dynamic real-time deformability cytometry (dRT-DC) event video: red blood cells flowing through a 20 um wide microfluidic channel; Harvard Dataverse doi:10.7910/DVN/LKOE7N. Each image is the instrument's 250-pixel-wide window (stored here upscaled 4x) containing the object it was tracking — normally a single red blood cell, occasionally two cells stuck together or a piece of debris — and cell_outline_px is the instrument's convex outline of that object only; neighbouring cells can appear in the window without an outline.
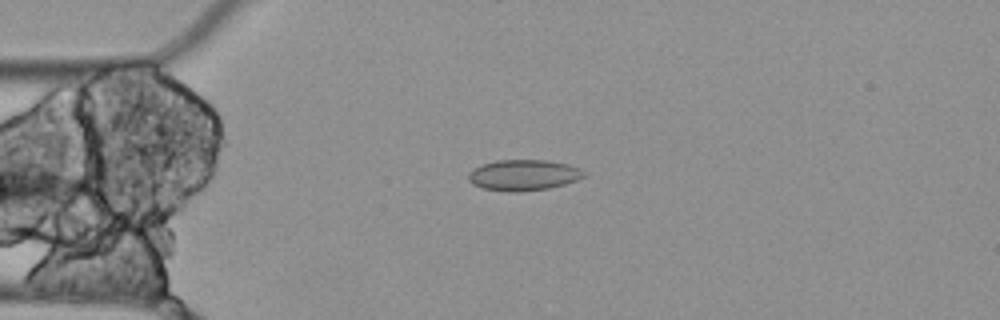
{"species": "Egyptian fruit bat (a non-hibernating species)", "species_latin": "Rousettus aegyptiacus", "temperature_condition": "cold", "stored_images_in_passage": 4, "camera_frame_rate_fps": 3000, "um_per_image_px": 0.085, "animal": {"sex": "female"}, "frame": {"image": 1, "passage_image": 3, "time_ms": 0.667, "image_size_px": [1000, 320], "cell_outline_px": [[584, 176], [576, 180], [564, 184], [548, 188], [520, 192], [512, 192], [484, 188], [472, 184], [468, 180], [468, 172], [472, 168], [496, 160], [548, 160], [568, 164], [580, 168], [584, 172]], "centroid_in_image_um": [44.47, 14.87], "position_along_channel_um": 40.5, "area_um2": 20.75}}